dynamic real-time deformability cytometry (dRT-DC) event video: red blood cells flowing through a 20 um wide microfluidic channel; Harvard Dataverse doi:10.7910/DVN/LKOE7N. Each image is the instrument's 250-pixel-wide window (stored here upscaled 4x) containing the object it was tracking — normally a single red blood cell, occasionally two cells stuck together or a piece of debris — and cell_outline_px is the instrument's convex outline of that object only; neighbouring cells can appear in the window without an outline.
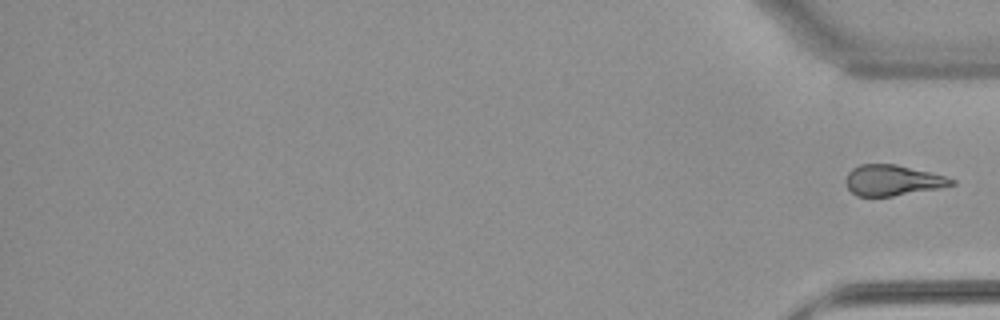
{"species": "common noctule bat (a hibernating species)", "species_latin": "Nyctalus noctula", "temperature_condition": "warm", "stored_images_in_passage": 49, "segment_of_instrument_passage": [2, 2], "camera_frame_rate_fps": 3000, "um_per_image_px": 0.085, "animal": {"sex": "female", "body_mass_g": 22.7, "forearm_length_mm": 54.2}, "frame": {"image": 1, "passage_image": 49, "time_ms": 16.0, "image_size_px": [1000, 320], "cell_outline_px": [[956, 184], [940, 188], [892, 196], [856, 196], [848, 188], [844, 180], [848, 172], [852, 168], [860, 164], [896, 164], [944, 176], [956, 180]], "centroid_in_image_um": [75.84, 15.33], "position_along_channel_um": 359.4, "area_um2": 18.84}}